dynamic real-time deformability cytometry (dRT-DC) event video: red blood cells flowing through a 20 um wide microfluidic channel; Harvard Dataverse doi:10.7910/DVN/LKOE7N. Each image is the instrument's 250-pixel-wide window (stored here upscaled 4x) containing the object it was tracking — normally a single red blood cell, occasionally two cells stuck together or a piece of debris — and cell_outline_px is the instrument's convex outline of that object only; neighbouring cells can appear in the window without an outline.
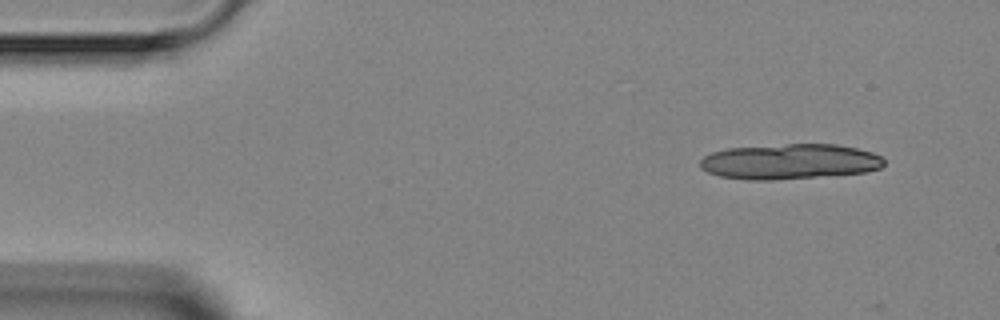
{"species": "Egyptian fruit bat (a non-hibernating species)", "species_latin": "Rousettus aegyptiacus", "temperature_condition": "room temperature", "stored_images_in_passage": 7, "segment_of_instrument_passage": [1, 2], "camera_frame_rate_fps": 3000, "um_per_image_px": 0.085, "animal": {"sex": "female"}, "frame": {"image": 1, "passage_image": 1, "time_ms": 0.0, "image_size_px": [1000, 320], "cell_outline_px": [[884, 164], [880, 168], [864, 172], [772, 180], [748, 180], [720, 176], [708, 172], [700, 168], [700, 160], [704, 156], [712, 152], [728, 148], [788, 144], [836, 144], [856, 148], [872, 152], [880, 156], [884, 160]], "centroid_in_image_um": [67.09, 13.73], "position_along_channel_um": 17.9, "area_um2": 37.63}}